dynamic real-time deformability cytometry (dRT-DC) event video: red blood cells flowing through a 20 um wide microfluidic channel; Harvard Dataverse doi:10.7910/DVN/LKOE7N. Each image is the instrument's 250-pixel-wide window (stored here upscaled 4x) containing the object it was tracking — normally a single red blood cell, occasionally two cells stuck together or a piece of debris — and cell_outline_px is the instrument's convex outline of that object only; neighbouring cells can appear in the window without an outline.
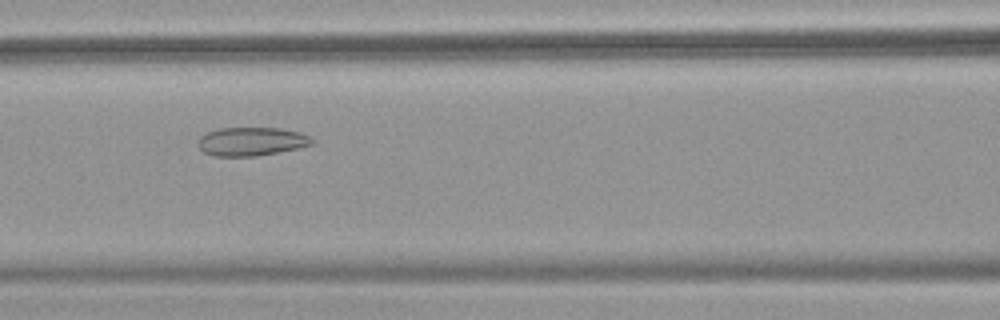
{"species": "common noctule bat (a hibernating species)", "species_latin": "Nyctalus noctula", "temperature_condition": "warm", "stored_images_in_passage": 51, "camera_frame_rate_fps": 3000, "um_per_image_px": 0.085, "animal": {"sex": "female", "body_mass_g": 18.4}, "frame": {"image": 1, "passage_image": 22, "time_ms": 7.0, "image_size_px": [1000, 320], "cell_outline_px": [[316, 140], [312, 144], [300, 148], [256, 156], [212, 156], [204, 152], [196, 144], [200, 136], [208, 132], [220, 128], [280, 128], [300, 132]], "centroid_in_image_um": [21.37, 12.03], "position_along_channel_um": 145.2, "area_um2": 19.07}}
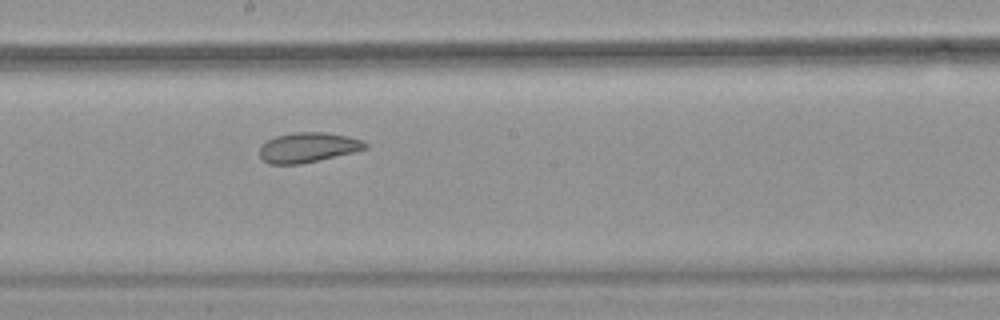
{"frame": {"image": 2, "passage_image": 28, "time_ms": 9.0, "image_size_px": [1000, 320], "cell_outline_px": [[368, 148], [352, 152], [300, 164], [268, 164], [260, 156], [260, 144], [276, 136], [296, 132], [324, 132], [348, 136], [364, 140], [368, 144]], "centroid_in_image_um": [26.18, 12.52], "position_along_channel_um": 222.0, "area_um2": 18.32}}
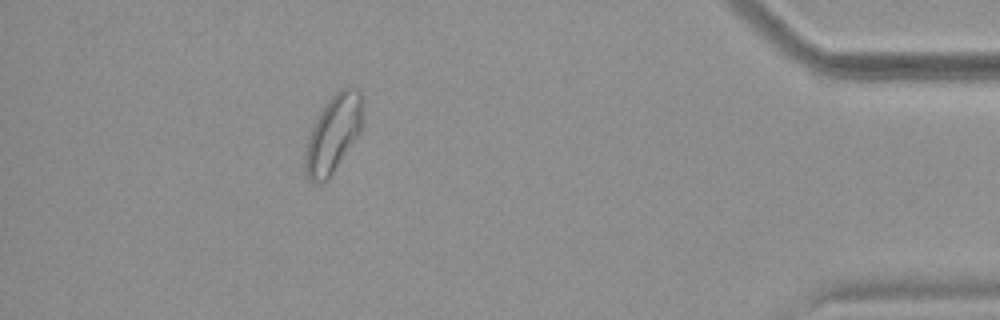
{"frame": {"image": 3, "passage_image": 46, "time_ms": 15.0, "image_size_px": [1000, 320], "cell_outline_px": [[360, 132], [328, 180], [320, 184], [308, 180], [304, 172], [304, 156], [308, 140], [312, 128], [324, 104], [340, 88], [348, 84], [356, 88], [360, 92]], "centroid_in_image_um": [28.28, 11.41], "position_along_channel_um": 406.9, "area_um2": 25.61}, "authors_computed_cell_mechanics": {"area_um2": 24.565, "velocity_mm_per_s": 3.8584, "shape_relaxation_time_tau1_ms": null, "shape_relaxation_time_tau2_ms": 2.1047, "deformation_change_tau1": null, "deformation_change_tau2": 0.0817}}